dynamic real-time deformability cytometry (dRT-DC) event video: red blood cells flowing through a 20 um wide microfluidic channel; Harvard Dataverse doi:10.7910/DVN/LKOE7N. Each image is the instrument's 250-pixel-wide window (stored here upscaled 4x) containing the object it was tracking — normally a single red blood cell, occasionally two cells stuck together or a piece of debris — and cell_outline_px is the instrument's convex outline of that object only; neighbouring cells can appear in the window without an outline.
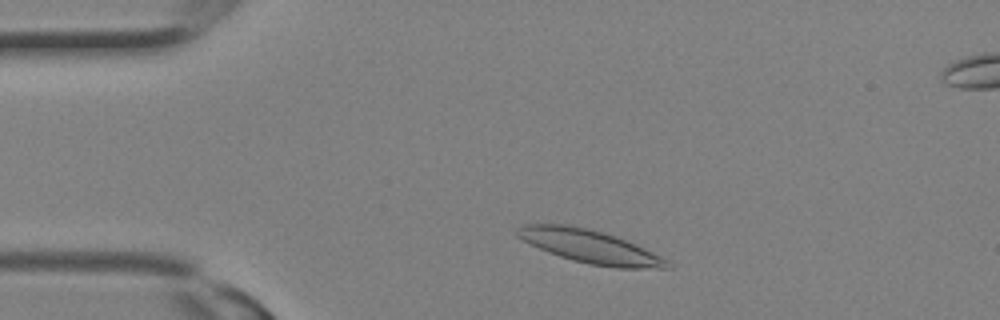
{"species": "Egyptian fruit bat (a non-hibernating species)", "species_latin": "Rousettus aegyptiacus", "temperature_condition": "room temperature", "stored_images_in_passage": 14, "camera_frame_rate_fps": 3000, "um_per_image_px": 0.085, "animal": {"sex": "female"}, "frame": {"image": 1, "passage_image": 2, "time_ms": 0.333, "image_size_px": [1000, 320], "cell_outline_px": [[672, 268], [616, 268], [588, 264], [560, 256], [548, 252], [516, 236], [512, 232], [520, 224], [568, 224], [588, 228], [616, 236], [636, 244], [668, 260], [672, 264]], "centroid_in_image_um": [50.12, 20.94], "position_along_channel_um": 34.9, "area_um2": 29.07}}
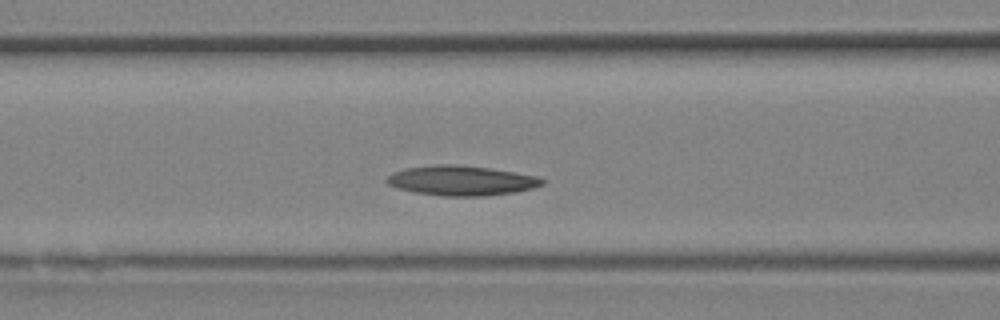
{"frame": {"image": 2, "passage_image": 8, "time_ms": 2.333, "image_size_px": [1000, 320], "cell_outline_px": [[544, 184], [532, 188], [516, 192], [484, 196], [444, 196], [416, 192], [400, 188], [388, 184], [384, 180], [392, 172], [404, 168], [432, 164], [456, 164], [488, 168], [516, 172], [536, 176], [544, 180]], "centroid_in_image_um": [39.2, 15.34], "position_along_channel_um": 127.4, "area_um2": 27.05}}
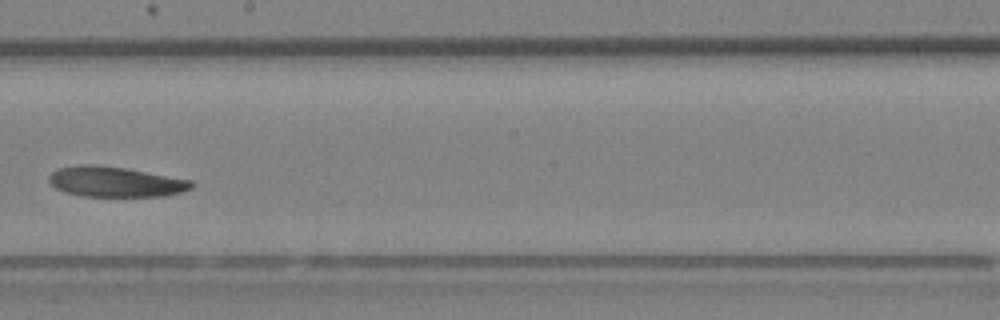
{"frame": {"image": 3, "passage_image": 13, "time_ms": 4.0, "image_size_px": [1000, 320], "cell_outline_px": [[192, 188], [180, 192], [164, 196], [80, 196], [64, 192], [56, 188], [48, 180], [48, 176], [56, 168], [76, 164], [96, 164], [128, 168], [192, 180]], "centroid_in_image_um": [9.76, 15.43], "position_along_channel_um": 238.4, "area_um2": 25.43}}